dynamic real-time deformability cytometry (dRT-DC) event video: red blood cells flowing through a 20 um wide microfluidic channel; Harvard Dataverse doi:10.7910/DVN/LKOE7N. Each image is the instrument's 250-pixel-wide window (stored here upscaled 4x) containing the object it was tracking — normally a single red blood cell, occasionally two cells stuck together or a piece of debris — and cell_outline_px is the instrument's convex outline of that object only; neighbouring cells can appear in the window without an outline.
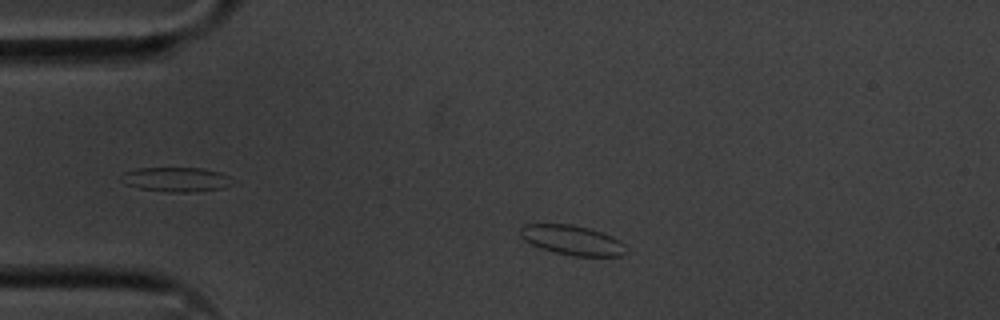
{"species": "common noctule bat (a hibernating species)", "species_latin": "Nyctalus noctula", "temperature_condition": "cold", "stored_images_in_passage": 23, "camera_frame_rate_fps": 3000, "um_per_image_px": 0.085, "animal": {"sex": "male", "body_mass_g": 20.1, "forearm_length_mm": 53.5}, "frame": {"image": 1, "passage_image": 2, "time_ms": 0.333, "image_size_px": [1000, 320], "cell_outline_px": [[624, 252], [620, 256], [576, 256], [556, 252], [540, 248], [524, 240], [520, 236], [520, 228], [524, 224], [572, 224], [588, 228], [612, 236], [620, 240], [624, 244]], "centroid_in_image_um": [48.61, 20.4], "position_along_channel_um": 36.4, "area_um2": 18.09}}
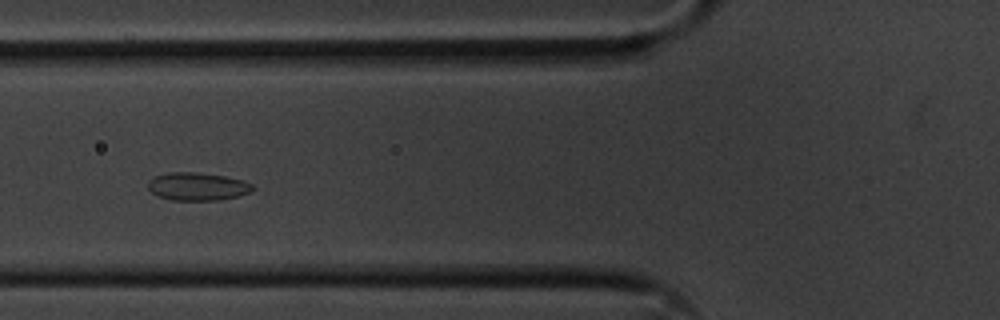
{"frame": {"image": 2, "passage_image": 11, "time_ms": 3.333, "image_size_px": [1000, 320], "cell_outline_px": [[252, 192], [240, 196], [220, 200], [172, 200], [160, 196], [152, 192], [148, 188], [148, 180], [156, 176], [168, 172], [196, 172], [224, 176], [240, 180], [252, 184]], "centroid_in_image_um": [16.78, 15.85], "position_along_channel_um": 109.0, "area_um2": 16.94}}
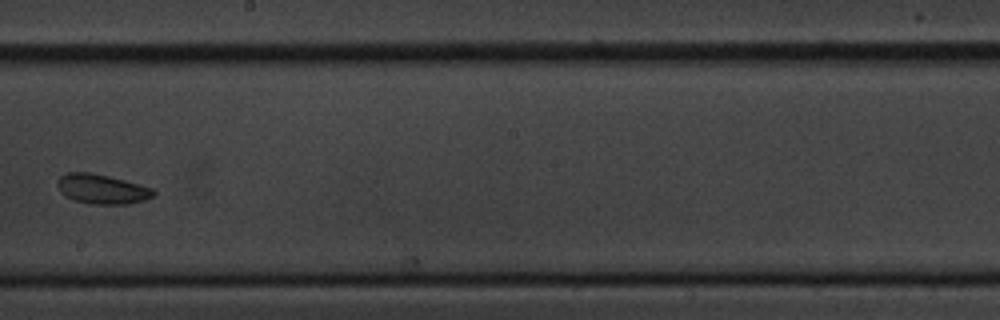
{"frame": {"image": 3, "passage_image": 22, "time_ms": 7.0, "image_size_px": [1000, 320], "cell_outline_px": [[156, 196], [144, 200], [128, 204], [88, 204], [72, 200], [64, 196], [60, 192], [56, 184], [56, 180], [60, 176], [68, 172], [92, 172], [140, 184], [152, 188], [156, 192]], "centroid_in_image_um": [8.64, 16.07], "position_along_channel_um": 239.6, "area_um2": 16.94}}